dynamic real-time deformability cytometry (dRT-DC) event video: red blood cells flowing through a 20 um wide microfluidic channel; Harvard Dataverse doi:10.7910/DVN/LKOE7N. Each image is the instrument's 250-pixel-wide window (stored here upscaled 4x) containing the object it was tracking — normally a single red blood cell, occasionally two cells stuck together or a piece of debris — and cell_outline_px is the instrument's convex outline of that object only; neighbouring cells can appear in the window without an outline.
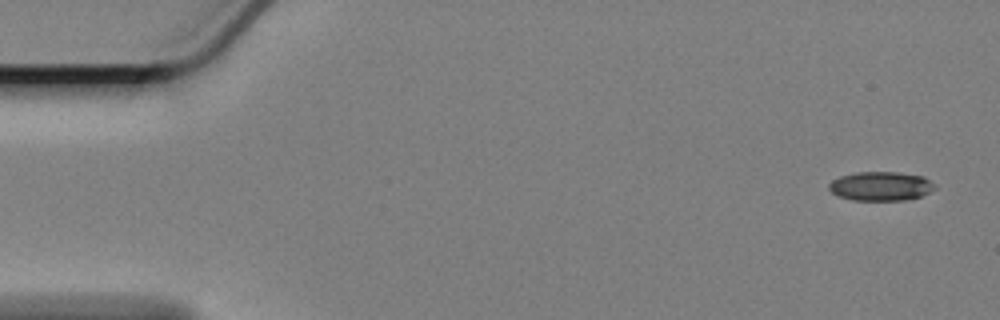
{"species": "Egyptian fruit bat (a non-hibernating species)", "species_latin": "Rousettus aegyptiacus", "temperature_condition": "cold", "stored_images_in_passage": 57, "camera_frame_rate_fps": 3000, "um_per_image_px": 0.085, "animal": {"sex": "female"}, "frame": {"image": 1, "passage_image": 1, "time_ms": 0.0, "image_size_px": [1000, 320], "cell_outline_px": [[936, 188], [920, 196], [904, 200], [852, 200], [836, 196], [828, 188], [828, 184], [832, 180], [840, 176], [856, 172], [896, 172], [924, 176], [936, 184]], "centroid_in_image_um": [74.85, 15.82], "position_along_channel_um": 10.2, "area_um2": 18.03}}
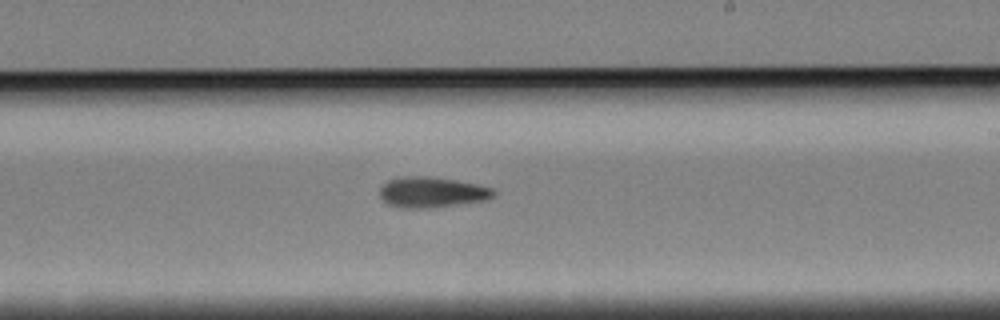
{"frame": {"image": 2, "passage_image": 33, "time_ms": 10.667, "image_size_px": [1000, 320], "cell_outline_px": [[496, 196], [484, 200], [428, 208], [400, 208], [388, 204], [380, 196], [380, 188], [388, 180], [412, 176], [428, 176], [476, 184], [492, 188], [496, 192]], "centroid_in_image_um": [36.7, 16.35], "position_along_channel_um": 252.3, "area_um2": 19.94}}
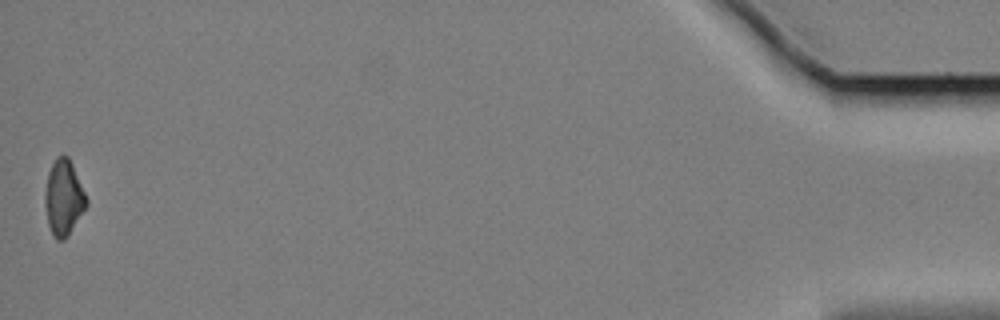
{"frame": {"image": 3, "passage_image": 57, "time_ms": 18.667, "image_size_px": [1000, 320], "cell_outline_px": [[88, 204], [68, 236], [64, 240], [56, 240], [52, 236], [48, 224], [44, 204], [44, 192], [48, 172], [56, 156], [68, 156], [72, 164], [88, 200]], "centroid_in_image_um": [5.39, 16.83], "position_along_channel_um": 429.8, "area_um2": 18.32}, "authors_computed_cell_mechanics": {"area_um2": 18.7272, "velocity_mm_per_s": 3.3953, "shape_relaxation_time_tau1_ms": 9.3468, "shape_relaxation_time_tau2_ms": 7.3302, "deformation_change_tau1": 0.1851, "deformation_change_tau2": 0.1688}}